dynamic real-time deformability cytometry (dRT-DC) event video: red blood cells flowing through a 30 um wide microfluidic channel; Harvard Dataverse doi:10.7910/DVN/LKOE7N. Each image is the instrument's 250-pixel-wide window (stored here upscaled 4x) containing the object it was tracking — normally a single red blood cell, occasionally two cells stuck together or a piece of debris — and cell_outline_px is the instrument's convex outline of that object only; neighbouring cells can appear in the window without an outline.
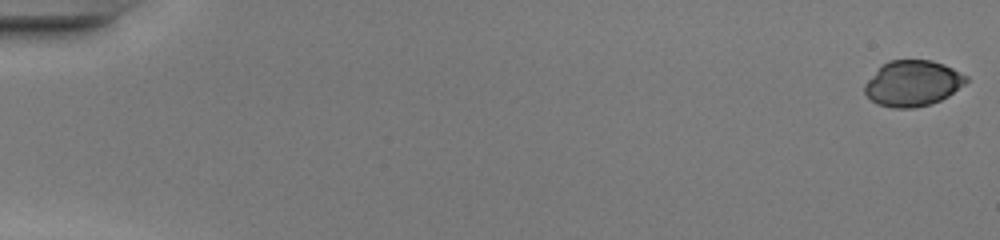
{"species": "common noctule bat (a hibernating species)", "species_latin": "Nyctalus noctula", "temperature_condition": "warm", "stored_images_in_passage": 49, "camera_frame_rate_fps": 3000, "um_per_image_px": 0.085, "animal": {"sex": "female", "body_mass_g": 20.0, "forearm_length_mm": 54.0}, "frame": {"image": 1, "passage_image": 1, "time_ms": 0.0, "image_size_px": [1000, 240], "cell_outline_px": [[968, 80], [964, 84], [948, 96], [940, 100], [916, 108], [892, 108], [876, 104], [864, 92], [864, 84], [888, 60], [932, 60], [944, 64], [968, 76]], "centroid_in_image_um": [77.58, 7.09], "position_along_channel_um": 7.4, "area_um2": 26.88}}
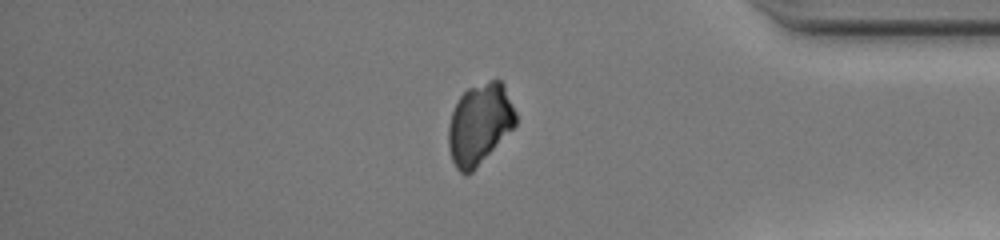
{"frame": {"image": 2, "passage_image": 42, "time_ms": 13.667, "image_size_px": [1000, 240], "cell_outline_px": [[516, 124], [472, 172], [464, 176], [456, 168], [452, 160], [448, 148], [448, 124], [452, 112], [460, 96], [468, 88], [492, 80], [500, 80], [504, 84], [516, 112]], "centroid_in_image_um": [40.74, 10.55], "position_along_channel_um": 394.5, "area_um2": 31.44}}
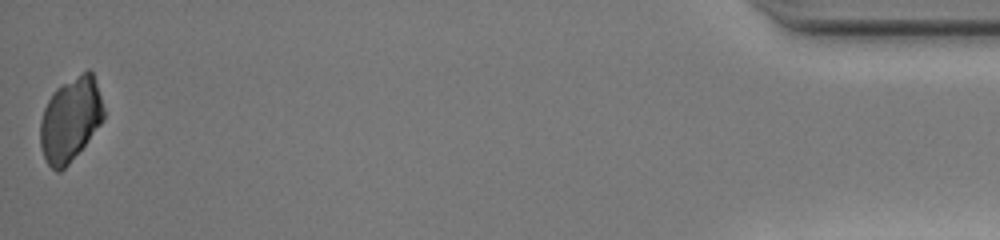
{"frame": {"image": 3, "passage_image": 49, "time_ms": 16.0, "image_size_px": [1000, 240], "cell_outline_px": [[104, 120], [68, 164], [60, 172], [56, 172], [48, 164], [44, 156], [40, 144], [40, 120], [44, 108], [52, 92], [56, 88], [88, 68], [92, 72], [104, 108]], "centroid_in_image_um": [5.97, 10.14], "position_along_channel_um": 429.2, "area_um2": 30.75}}